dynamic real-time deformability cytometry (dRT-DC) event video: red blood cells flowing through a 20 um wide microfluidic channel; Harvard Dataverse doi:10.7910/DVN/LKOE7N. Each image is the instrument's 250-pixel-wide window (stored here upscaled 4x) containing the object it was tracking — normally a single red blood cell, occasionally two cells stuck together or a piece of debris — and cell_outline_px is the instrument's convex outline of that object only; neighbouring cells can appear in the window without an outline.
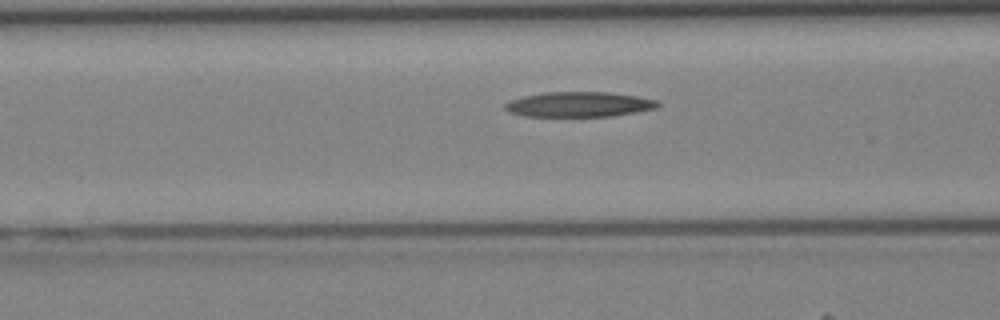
{"species": "Egyptian fruit bat (a non-hibernating species)", "species_latin": "Rousettus aegyptiacus", "temperature_condition": "cold", "stored_images_in_passage": 10, "camera_frame_rate_fps": 3000, "um_per_image_px": 0.085, "animal": {"sex": "female"}, "frame": {"image": 1, "passage_image": 7, "time_ms": 2.0, "image_size_px": [1000, 320], "cell_outline_px": [[660, 104], [656, 108], [636, 112], [612, 116], [524, 116], [508, 112], [504, 108], [504, 104], [508, 100], [524, 96], [544, 92], [612, 92], [636, 96], [656, 100]], "centroid_in_image_um": [49.18, 8.87], "position_along_channel_um": 117.4, "area_um2": 22.37}}
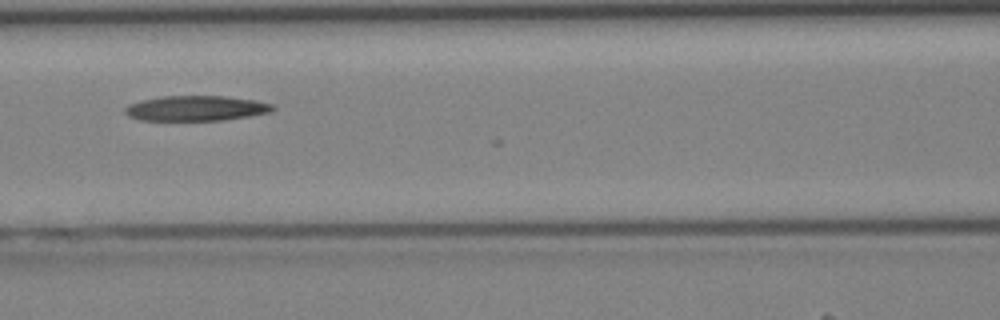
{"frame": {"image": 2, "passage_image": 9, "time_ms": 2.667, "image_size_px": [1000, 320], "cell_outline_px": [[276, 108], [272, 112], [224, 120], [140, 120], [128, 116], [124, 112], [124, 108], [128, 104], [140, 100], [160, 96], [224, 96], [256, 100], [276, 104]], "centroid_in_image_um": [16.68, 9.2], "position_along_channel_um": 149.9, "area_um2": 21.91}}